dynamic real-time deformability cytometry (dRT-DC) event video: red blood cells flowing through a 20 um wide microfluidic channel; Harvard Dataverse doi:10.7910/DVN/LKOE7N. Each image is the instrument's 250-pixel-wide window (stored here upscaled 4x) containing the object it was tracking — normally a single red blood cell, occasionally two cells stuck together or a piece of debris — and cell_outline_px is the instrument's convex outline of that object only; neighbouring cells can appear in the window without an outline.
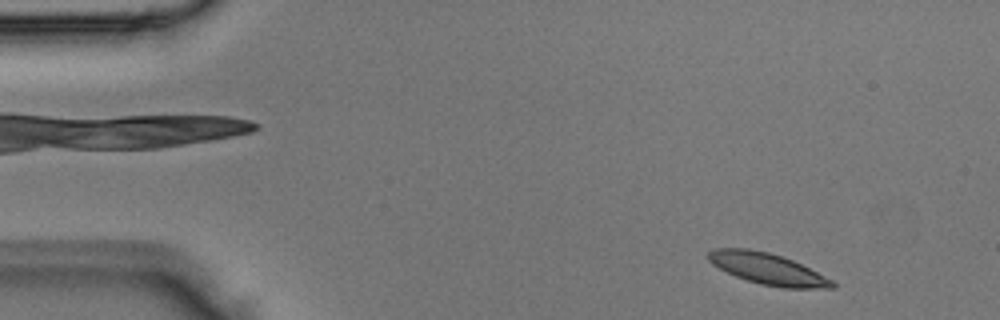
{"species": "Egyptian fruit bat (a non-hibernating species)", "species_latin": "Rousettus aegyptiacus", "temperature_condition": "room temperature", "stored_images_in_passage": 3, "camera_frame_rate_fps": 3000, "um_per_image_px": 0.085, "animal": {"sex": "male"}, "frame": {"image": 1, "passage_image": 3, "time_ms": 0.667, "image_size_px": [1000, 320], "cell_outline_px": [[836, 288], [780, 288], [760, 284], [736, 276], [712, 264], [708, 260], [708, 252], [716, 248], [748, 248], [768, 252], [792, 260], [832, 280], [836, 284]], "centroid_in_image_um": [65.24, 22.85], "position_along_channel_um": 19.8, "area_um2": 22.31}}